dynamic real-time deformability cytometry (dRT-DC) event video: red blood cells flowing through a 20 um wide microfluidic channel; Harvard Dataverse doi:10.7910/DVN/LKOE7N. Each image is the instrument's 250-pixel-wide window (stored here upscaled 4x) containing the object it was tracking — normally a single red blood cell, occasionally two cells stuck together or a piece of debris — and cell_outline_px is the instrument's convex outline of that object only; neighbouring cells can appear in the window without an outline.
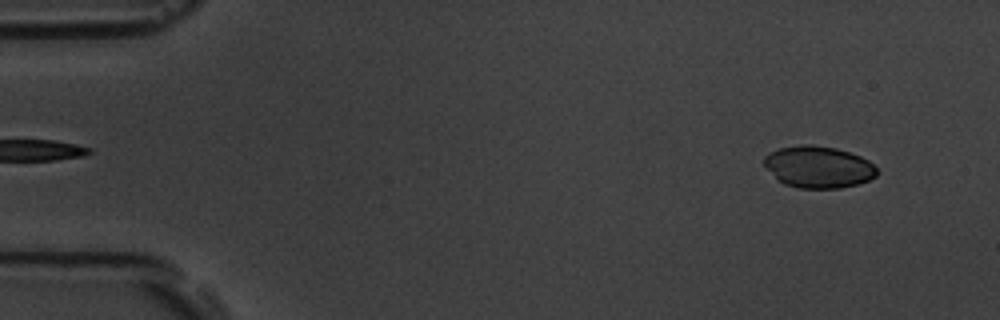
{"species": "common noctule bat (a hibernating species)", "species_latin": "Nyctalus noctula", "temperature_condition": "room temperature", "stored_images_in_passage": 53, "camera_frame_rate_fps": 3000, "um_per_image_px": 0.085, "animal": {"sex": "male", "body_mass_g": 19.5, "forearm_length_mm": 54.6}, "frame": {"image": 1, "passage_image": 4, "time_ms": 1.0, "image_size_px": [1000, 320], "cell_outline_px": [[876, 176], [868, 180], [856, 184], [840, 188], [796, 188], [784, 184], [776, 180], [764, 164], [764, 156], [768, 152], [780, 148], [800, 144], [812, 144], [836, 148], [860, 156], [868, 160], [876, 168]], "centroid_in_image_um": [69.51, 14.19], "position_along_channel_um": 15.5, "area_um2": 27.57}}
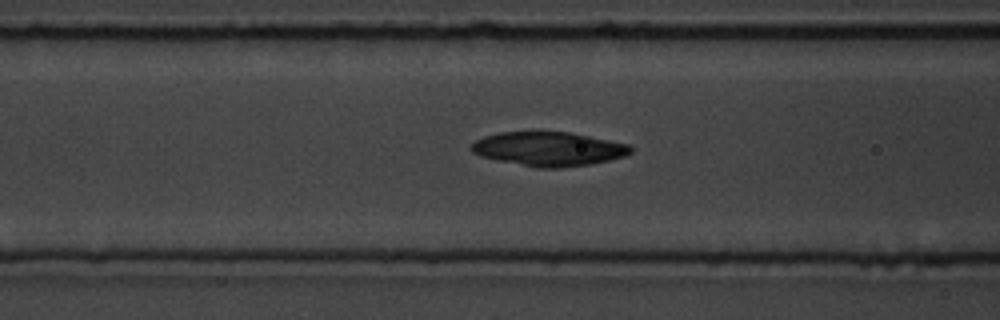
{"frame": {"image": 2, "passage_image": 21, "time_ms": 6.667, "image_size_px": [1000, 320], "cell_outline_px": [[632, 152], [624, 156], [592, 164], [560, 168], [536, 168], [480, 156], [472, 152], [472, 144], [476, 140], [484, 136], [500, 132], [568, 132], [628, 144], [632, 148]], "centroid_in_image_um": [46.63, 12.67], "position_along_channel_um": 120.0, "area_um2": 31.39}}
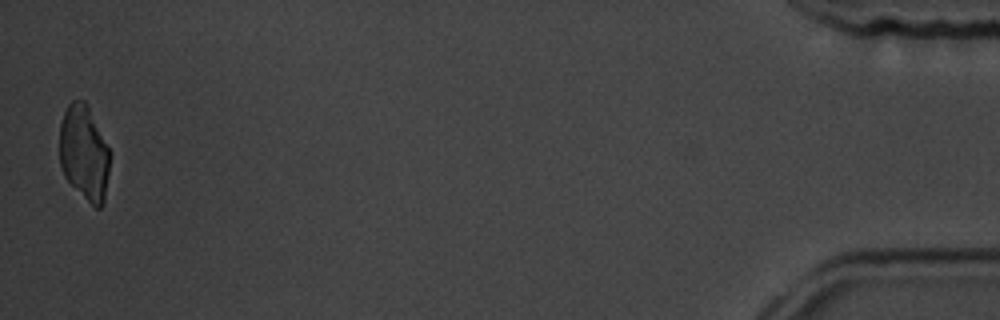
{"frame": {"image": 3, "passage_image": 53, "time_ms": 17.333, "image_size_px": [1000, 320], "cell_outline_px": [[112, 152], [104, 200], [100, 208], [96, 208], [64, 176], [60, 164], [60, 124], [64, 112], [68, 104], [72, 100], [84, 100], [88, 104]], "centroid_in_image_um": [7.18, 12.94], "position_along_channel_um": 428.0, "area_um2": 28.09}}